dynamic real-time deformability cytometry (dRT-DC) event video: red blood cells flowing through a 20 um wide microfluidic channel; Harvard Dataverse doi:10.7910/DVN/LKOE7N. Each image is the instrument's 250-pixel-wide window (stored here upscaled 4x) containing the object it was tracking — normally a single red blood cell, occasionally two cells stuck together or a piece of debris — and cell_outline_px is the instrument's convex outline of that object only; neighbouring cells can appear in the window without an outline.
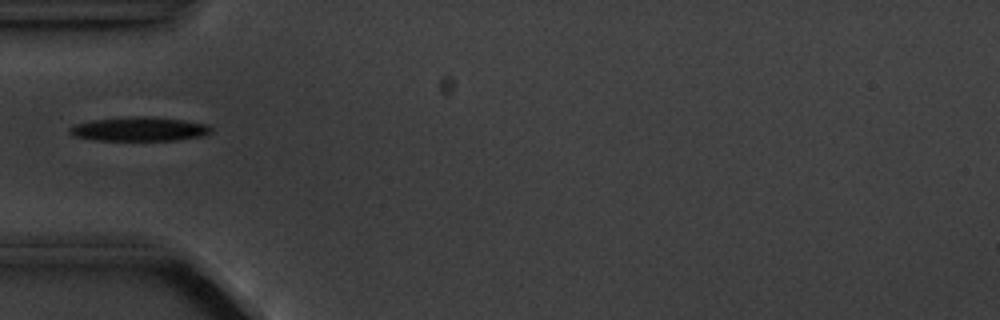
{"species": "common noctule bat (a hibernating species)", "species_latin": "Nyctalus noctula", "temperature_condition": "cold", "stored_images_in_passage": 1, "camera_frame_rate_fps": 3000, "um_per_image_px": 0.085, "animal": {"sex": "male", "body_mass_g": 20.1, "forearm_length_mm": 53.5}, "frame": {"image": 1, "passage_image": 1, "time_ms": 0.0, "image_size_px": [1000, 320], "cell_outline_px": [[212, 132], [200, 136], [176, 140], [96, 140], [72, 136], [68, 132], [68, 128], [72, 124], [92, 120], [128, 116], [156, 116], [212, 124]], "centroid_in_image_um": [11.83, 10.95], "position_along_channel_um": 73.2, "area_um2": 20.29}}